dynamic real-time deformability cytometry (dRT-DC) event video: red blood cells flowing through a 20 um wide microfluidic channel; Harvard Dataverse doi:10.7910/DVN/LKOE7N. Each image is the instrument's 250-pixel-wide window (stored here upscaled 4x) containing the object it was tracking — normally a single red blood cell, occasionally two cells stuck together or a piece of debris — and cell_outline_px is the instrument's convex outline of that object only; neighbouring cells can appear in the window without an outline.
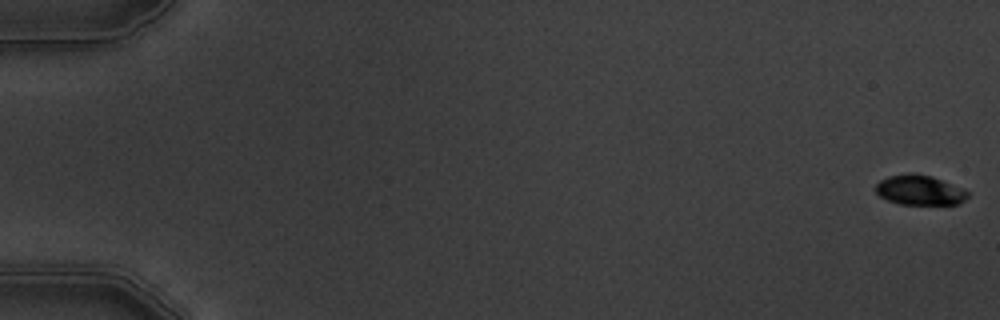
{"species": "common noctule bat (a hibernating species)", "species_latin": "Nyctalus noctula", "temperature_condition": "warm", "stored_images_in_passage": 5, "camera_frame_rate_fps": 3000, "um_per_image_px": 0.085, "animal": {"sex": "male", "body_mass_g": 19.5, "forearm_length_mm": 54.6}, "frame": {"image": 1, "passage_image": 1, "time_ms": 0.0, "image_size_px": [1000, 320], "cell_outline_px": [[968, 196], [964, 200], [956, 204], [900, 204], [888, 200], [880, 196], [876, 192], [876, 184], [880, 180], [888, 176], [908, 172], [912, 172], [932, 176], [964, 188], [968, 192]], "centroid_in_image_um": [78.17, 16.14], "position_along_channel_um": 6.8, "area_um2": 16.13}}
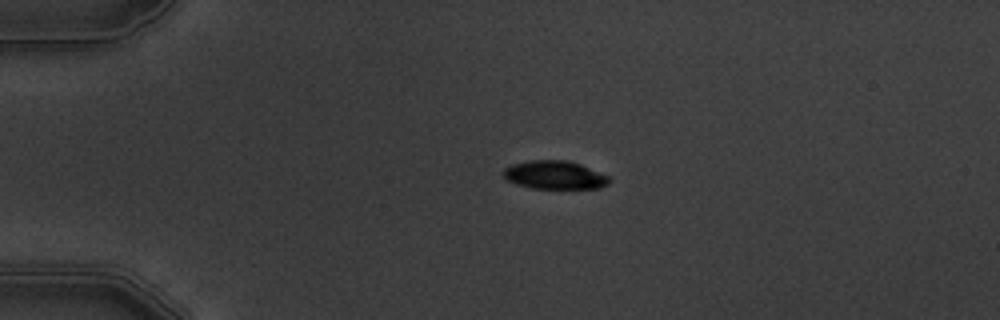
{"frame": {"image": 2, "passage_image": 4, "time_ms": 4.333, "image_size_px": [1000, 320], "cell_outline_px": [[612, 180], [608, 184], [600, 188], [532, 188], [516, 184], [508, 180], [500, 172], [504, 168], [512, 164], [528, 160], [568, 160], [580, 164], [608, 176]], "centroid_in_image_um": [47.12, 14.87], "position_along_channel_um": 37.9, "area_um2": 17.51}}